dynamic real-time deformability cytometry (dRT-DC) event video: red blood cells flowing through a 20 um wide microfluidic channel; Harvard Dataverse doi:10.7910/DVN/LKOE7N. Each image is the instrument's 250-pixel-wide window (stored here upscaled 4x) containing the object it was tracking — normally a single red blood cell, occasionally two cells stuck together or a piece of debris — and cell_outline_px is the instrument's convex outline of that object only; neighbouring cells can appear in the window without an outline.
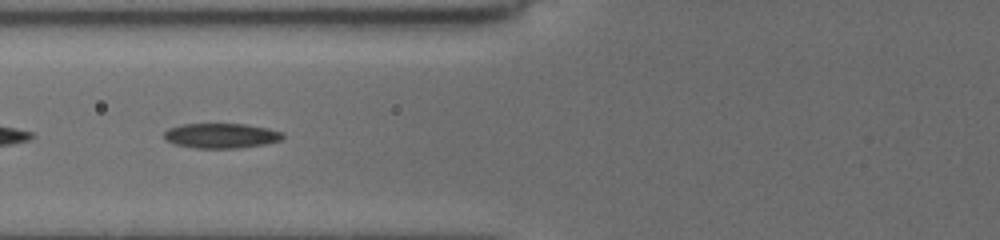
{"species": "common noctule bat (a hibernating species)", "species_latin": "Nyctalus noctula", "temperature_condition": "cold", "stored_images_in_passage": 36, "camera_frame_rate_fps": 3000, "um_per_image_px": 0.085, "animal": {"sex": "female", "body_mass_g": 19.5, "forearm_length_mm": 54.1}, "frame": {"image": 1, "passage_image": 4, "time_ms": 1.0, "image_size_px": [1000, 240], "cell_outline_px": [[284, 136], [280, 140], [264, 144], [240, 148], [196, 148], [176, 144], [164, 140], [164, 132], [168, 128], [184, 124], [244, 124], [268, 128], [284, 132]], "centroid_in_image_um": [18.8, 11.53], "position_along_channel_um": 107.0, "area_um2": 17.22}}
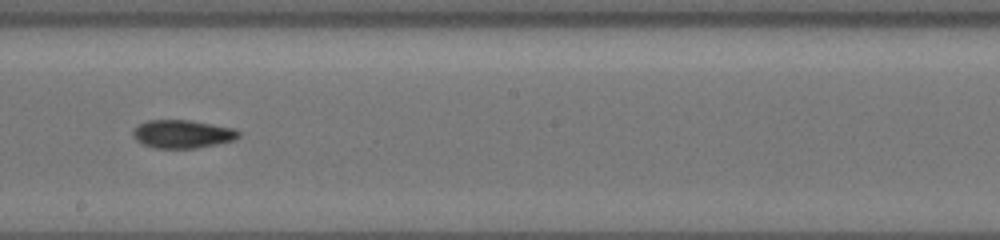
{"frame": {"image": 2, "passage_image": 14, "time_ms": 4.333, "image_size_px": [1000, 240], "cell_outline_px": [[240, 136], [236, 140], [196, 148], [156, 148], [144, 144], [136, 140], [132, 136], [132, 132], [140, 124], [148, 120], [188, 120], [212, 124], [232, 128], [240, 132]], "centroid_in_image_um": [15.52, 11.39], "position_along_channel_um": 232.7, "area_um2": 17.22}}
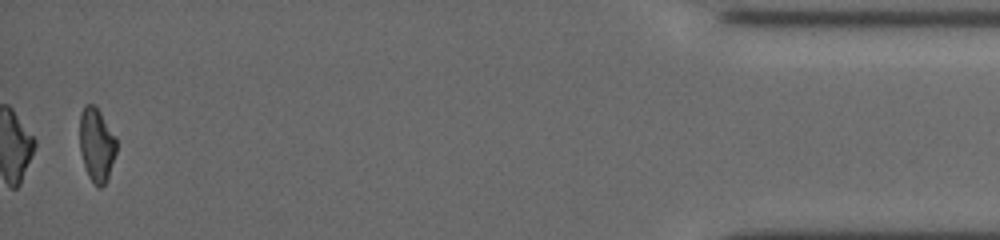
{"frame": {"image": 3, "passage_image": 35, "time_ms": 11.333, "image_size_px": [1000, 240], "cell_outline_px": [[116, 152], [108, 176], [104, 184], [100, 188], [96, 188], [88, 176], [80, 152], [80, 112], [84, 104], [96, 104], [116, 136]], "centroid_in_image_um": [8.2, 12.26], "position_along_channel_um": 427.0, "area_um2": 16.01}, "authors_computed_cell_mechanics": {"area_um2": 16.5886, "velocity_mm_per_s": 3.7724, "shape_relaxation_time_tau1_ms": 3.732, "shape_relaxation_time_tau2_ms": 4.3641, "deformation_change_tau1": 0.1183, "deformation_change_tau2": 0.0944}}